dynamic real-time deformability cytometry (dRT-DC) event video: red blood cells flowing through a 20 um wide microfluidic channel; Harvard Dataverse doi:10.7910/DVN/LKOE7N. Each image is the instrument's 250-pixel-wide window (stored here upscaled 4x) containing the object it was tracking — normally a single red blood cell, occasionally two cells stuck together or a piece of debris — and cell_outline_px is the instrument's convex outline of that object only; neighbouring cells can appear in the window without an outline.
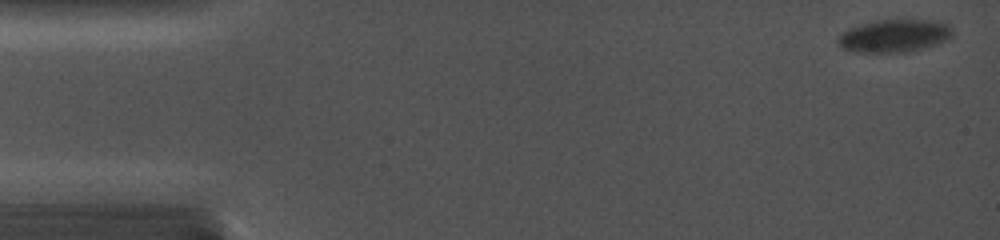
{"species": "common noctule bat (a hibernating species)", "species_latin": "Nyctalus noctula", "temperature_condition": "cold", "stored_images_in_passage": 34, "camera_frame_rate_fps": 5000, "um_per_image_px": 0.085, "animal": {"sex": "female", "body_mass_g": 19.0, "forearm_length_mm": 56.7}, "frame": {"image": 1, "passage_image": 1, "time_ms": 0.0, "image_size_px": [1000, 240], "cell_outline_px": [[952, 36], [936, 44], [904, 52], [856, 52], [840, 48], [836, 40], [848, 28], [876, 20], [932, 20], [948, 24], [952, 28]], "centroid_in_image_um": [75.98, 3.04], "position_along_channel_um": 9.0, "area_um2": 21.62}}
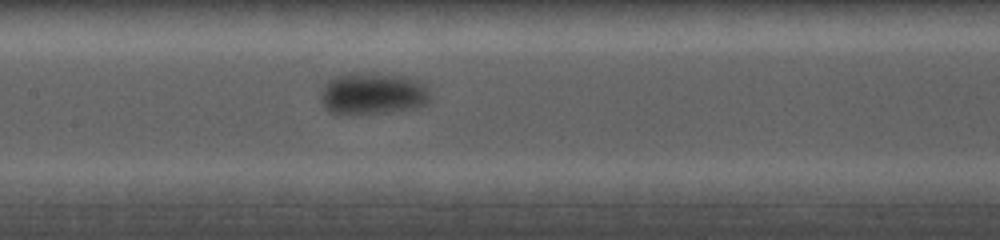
{"frame": {"image": 2, "passage_image": 15, "time_ms": 7.8, "image_size_px": [1000, 240], "cell_outline_px": [[428, 104], [412, 108], [388, 112], [328, 112], [324, 108], [324, 84], [332, 76], [352, 72], [376, 72], [404, 76], [416, 80], [424, 84], [428, 92]], "centroid_in_image_um": [31.7, 7.9], "position_along_channel_um": 175.7, "area_um2": 26.24}}
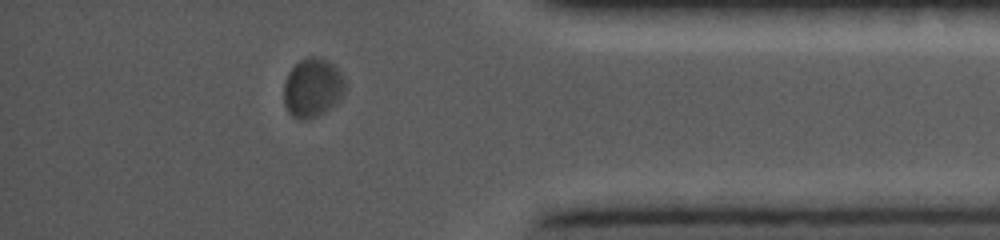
{"frame": {"image": 3, "passage_image": 30, "time_ms": 14.2, "image_size_px": [1000, 240], "cell_outline_px": [[348, 88], [324, 112], [316, 116], [300, 120], [292, 116], [288, 112], [284, 104], [284, 80], [288, 72], [300, 60], [308, 56], [320, 56], [328, 60], [344, 76]], "centroid_in_image_um": [26.56, 7.42], "position_along_channel_um": 408.6, "area_um2": 21.1}}